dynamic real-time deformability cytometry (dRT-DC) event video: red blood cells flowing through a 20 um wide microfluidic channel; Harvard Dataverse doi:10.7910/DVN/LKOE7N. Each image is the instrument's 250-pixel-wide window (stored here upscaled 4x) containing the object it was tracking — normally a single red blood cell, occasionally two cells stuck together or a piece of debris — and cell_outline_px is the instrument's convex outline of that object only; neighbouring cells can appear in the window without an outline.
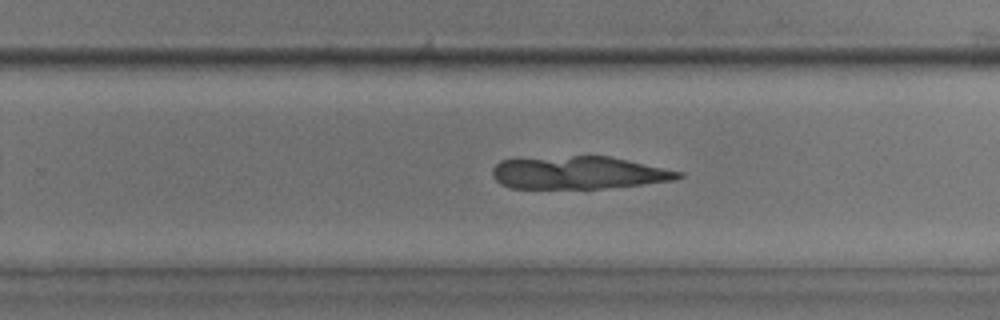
{"species": "common noctule bat (a hibernating species)", "species_latin": "Nyctalus noctula", "temperature_condition": "room temperature", "stored_images_in_passage": 39, "camera_frame_rate_fps": 3000, "um_per_image_px": 0.085, "animal": {"sex": "male", "body_mass_g": 17.9, "forearm_length_mm": 54.2}, "frame": {"image": 1, "passage_image": 21, "time_ms": 6.667, "image_size_px": [1000, 320], "cell_outline_px": [[684, 176], [676, 180], [640, 184], [600, 188], [512, 188], [500, 184], [492, 176], [492, 168], [500, 160], [516, 156], [608, 156], [628, 160], [684, 172]], "centroid_in_image_um": [49.09, 14.65], "position_along_channel_um": 280.7, "area_um2": 36.01}}
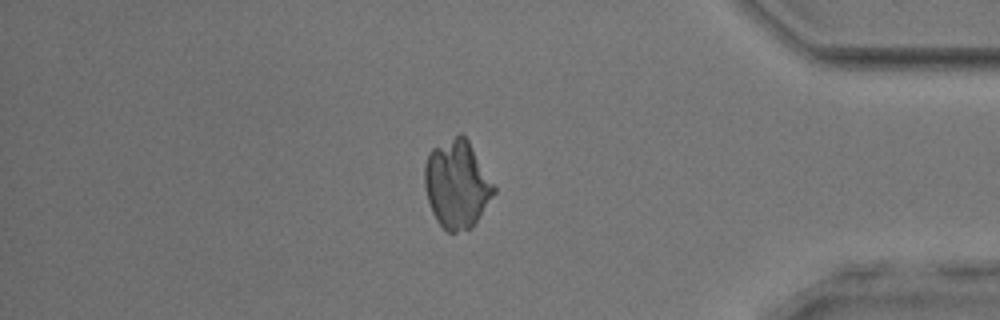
{"frame": {"image": 2, "passage_image": 32, "time_ms": 10.333, "image_size_px": [1000, 320], "cell_outline_px": [[496, 192], [472, 228], [468, 232], [448, 232], [436, 220], [432, 212], [424, 188], [424, 164], [428, 152], [432, 148], [460, 132], [468, 140], [496, 188]], "centroid_in_image_um": [38.82, 15.67], "position_along_channel_um": 396.4, "area_um2": 35.72}}
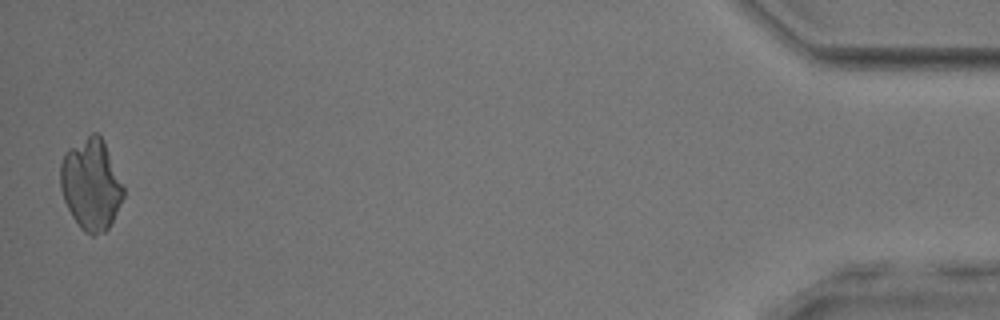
{"frame": {"image": 3, "passage_image": 39, "time_ms": 12.667, "image_size_px": [1000, 320], "cell_outline_px": [[124, 196], [108, 228], [104, 232], [92, 236], [84, 232], [80, 228], [72, 216], [64, 200], [60, 188], [60, 164], [64, 152], [68, 148], [92, 132], [96, 132], [104, 140], [124, 188]], "centroid_in_image_um": [7.72, 15.66], "position_along_channel_um": 427.5, "area_um2": 33.52}}